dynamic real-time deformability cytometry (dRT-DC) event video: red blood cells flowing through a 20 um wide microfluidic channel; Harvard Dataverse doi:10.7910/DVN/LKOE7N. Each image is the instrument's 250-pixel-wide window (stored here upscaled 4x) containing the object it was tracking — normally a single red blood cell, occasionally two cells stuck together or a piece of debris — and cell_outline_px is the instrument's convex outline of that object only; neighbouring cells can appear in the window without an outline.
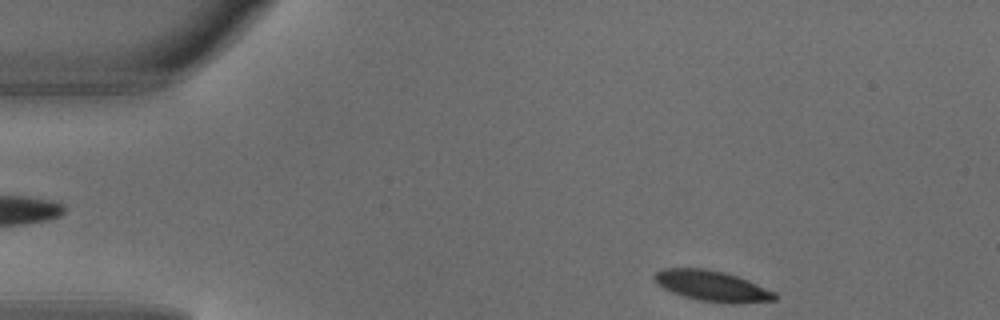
{"species": "common noctule bat (a hibernating species)", "species_latin": "Nyctalus noctula", "temperature_condition": "warm", "stored_images_in_passage": 6, "segment_of_instrument_passage": [2, 2], "camera_frame_rate_fps": 3000, "um_per_image_px": 0.085, "animal": {"sex": "male", "body_mass_g": 18.8}, "frame": {"image": 1, "passage_image": 6, "time_ms": 1.667, "image_size_px": [1000, 320], "cell_outline_px": [[776, 300], [736, 304], [724, 304], [696, 300], [672, 292], [656, 284], [652, 280], [652, 276], [656, 272], [664, 268], [704, 268], [724, 272], [748, 280], [776, 292]], "centroid_in_image_um": [60.51, 24.32], "position_along_channel_um": 24.5, "area_um2": 21.79}}